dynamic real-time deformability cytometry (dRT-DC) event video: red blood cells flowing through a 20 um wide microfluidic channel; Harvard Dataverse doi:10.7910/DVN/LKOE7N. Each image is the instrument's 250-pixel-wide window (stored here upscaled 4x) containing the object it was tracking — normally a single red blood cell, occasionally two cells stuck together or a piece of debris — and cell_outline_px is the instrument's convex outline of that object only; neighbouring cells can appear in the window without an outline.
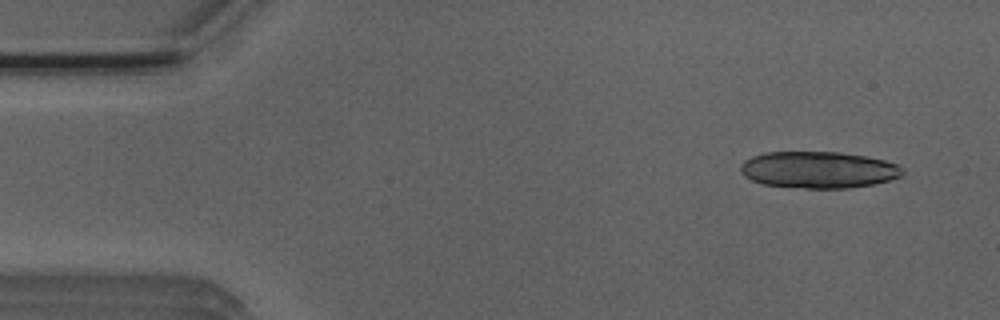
{"species": "Egyptian fruit bat (a non-hibernating species)", "species_latin": "Rousettus aegyptiacus", "temperature_condition": "room temperature", "stored_images_in_passage": 4, "camera_frame_rate_fps": 3000, "um_per_image_px": 0.085, "animal": {"sex": "male"}, "frame": {"image": 1, "passage_image": 1, "time_ms": 0.0, "image_size_px": [1000, 320], "cell_outline_px": [[904, 172], [900, 176], [888, 180], [872, 184], [848, 188], [804, 188], [764, 184], [752, 180], [744, 176], [740, 172], [740, 164], [744, 160], [752, 156], [764, 152], [840, 152], [864, 156], [884, 160], [900, 164], [904, 168]], "centroid_in_image_um": [69.56, 14.42], "position_along_channel_um": 15.4, "area_um2": 34.68}}